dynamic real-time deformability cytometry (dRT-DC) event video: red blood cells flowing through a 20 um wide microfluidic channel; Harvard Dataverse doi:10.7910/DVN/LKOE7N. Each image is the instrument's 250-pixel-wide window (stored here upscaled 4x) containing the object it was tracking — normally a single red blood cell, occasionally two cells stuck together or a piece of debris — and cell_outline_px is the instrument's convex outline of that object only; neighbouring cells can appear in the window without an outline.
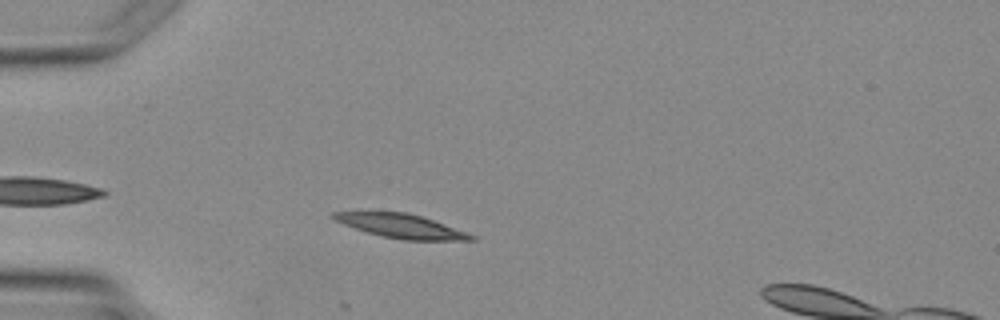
{"species": "Egyptian fruit bat (a non-hibernating species)", "species_latin": "Rousettus aegyptiacus", "temperature_condition": "warm", "stored_images_in_passage": 3, "camera_frame_rate_fps": 3000, "um_per_image_px": 0.085, "animal": {"sex": "female"}, "frame": {"image": 1, "passage_image": 2, "time_ms": 1.333, "image_size_px": [1000, 320], "cell_outline_px": [[476, 240], [404, 240], [380, 236], [344, 224], [328, 216], [332, 212], [404, 212], [420, 216], [468, 232], [476, 236]], "centroid_in_image_um": [34.11, 19.22], "position_along_channel_um": 50.9, "area_um2": 18.96}}